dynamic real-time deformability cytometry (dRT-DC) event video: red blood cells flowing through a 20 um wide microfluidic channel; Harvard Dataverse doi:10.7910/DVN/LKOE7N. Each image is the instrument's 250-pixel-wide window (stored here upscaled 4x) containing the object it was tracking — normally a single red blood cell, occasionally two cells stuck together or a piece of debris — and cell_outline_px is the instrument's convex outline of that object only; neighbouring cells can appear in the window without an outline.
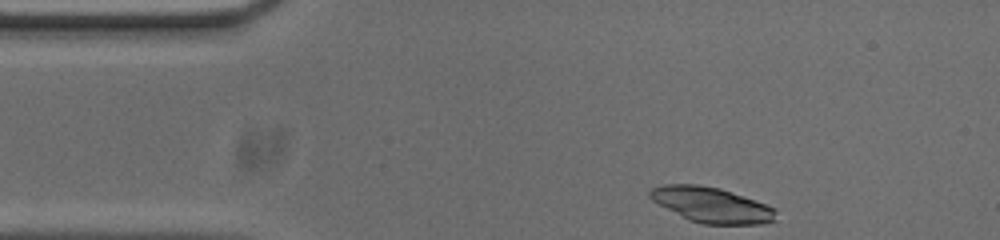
{"species": "common noctule bat (a hibernating species)", "species_latin": "Nyctalus noctula", "temperature_condition": "cold", "stored_images_in_passage": 42, "camera_frame_rate_fps": 3000, "um_per_image_px": 0.085, "animal": {"sex": "male", "body_mass_g": 20.0, "forearm_length_mm": 53.3}, "frame": {"image": 1, "passage_image": 1, "time_ms": 0.0, "image_size_px": [1000, 240], "cell_outline_px": [[776, 220], [764, 224], [704, 224], [688, 220], [652, 200], [648, 196], [648, 192], [652, 188], [664, 184], [696, 184], [720, 188], [776, 208]], "centroid_in_image_um": [60.48, 17.42], "position_along_channel_um": 24.5, "area_um2": 25.84}}
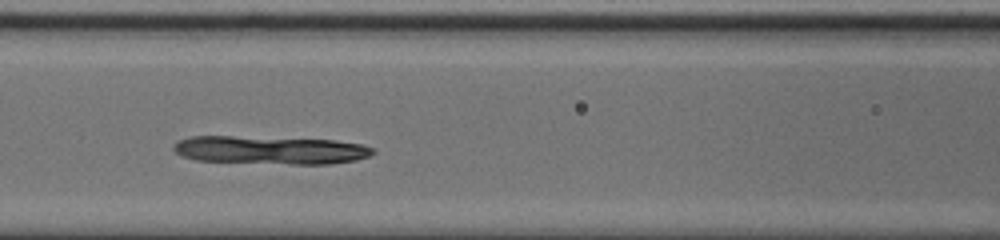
{"frame": {"image": 2, "passage_image": 15, "time_ms": 4.667, "image_size_px": [1000, 240], "cell_outline_px": [[376, 152], [368, 156], [356, 160], [332, 164], [292, 164], [196, 160], [180, 156], [172, 148], [172, 144], [180, 140], [192, 136], [232, 136], [332, 140], [360, 144], [376, 148]], "centroid_in_image_um": [22.98, 12.76], "position_along_channel_um": 143.6, "area_um2": 32.71}}